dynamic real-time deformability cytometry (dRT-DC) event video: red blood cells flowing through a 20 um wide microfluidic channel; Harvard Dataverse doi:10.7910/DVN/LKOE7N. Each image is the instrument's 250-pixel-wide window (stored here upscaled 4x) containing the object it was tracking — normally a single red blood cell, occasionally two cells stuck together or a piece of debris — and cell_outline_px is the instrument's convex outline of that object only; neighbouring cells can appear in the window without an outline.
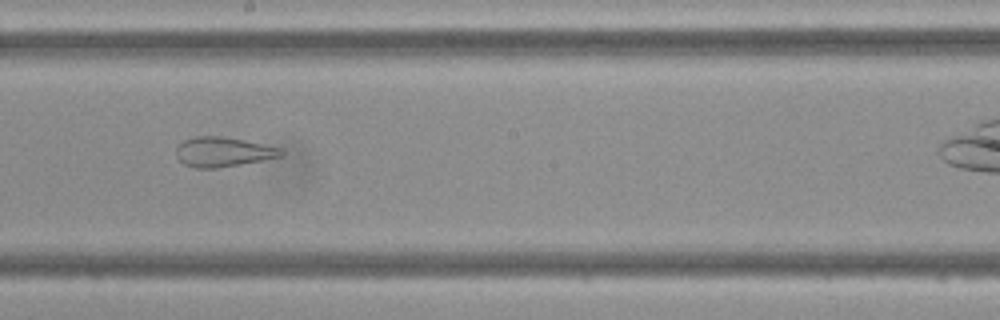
{"species": "Egyptian fruit bat (a non-hibernating species)", "species_latin": "Rousettus aegyptiacus", "temperature_condition": "cold", "stored_images_in_passage": 32, "camera_frame_rate_fps": 3000, "um_per_image_px": 0.085, "frame": {"image": 1, "passage_image": 19, "time_ms": 6.0, "image_size_px": [1000, 320], "cell_outline_px": [[284, 152], [280, 156], [240, 164], [216, 168], [196, 168], [184, 164], [176, 156], [176, 148], [184, 140], [196, 136], [220, 136], [244, 140], [280, 148]], "centroid_in_image_um": [18.91, 12.91], "position_along_channel_um": 229.3, "area_um2": 17.8}}